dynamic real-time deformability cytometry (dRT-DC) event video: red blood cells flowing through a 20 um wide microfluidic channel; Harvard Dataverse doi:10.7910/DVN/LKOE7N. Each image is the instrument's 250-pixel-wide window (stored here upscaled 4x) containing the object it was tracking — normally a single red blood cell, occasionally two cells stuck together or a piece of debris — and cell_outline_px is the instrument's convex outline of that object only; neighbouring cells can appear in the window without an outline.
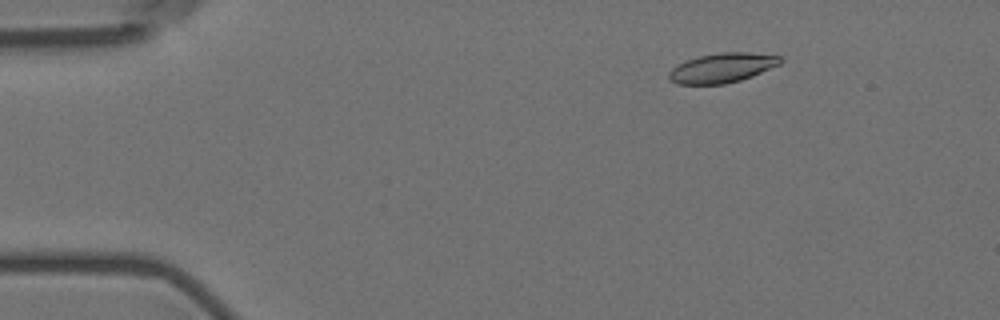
{"species": "Egyptian fruit bat (a non-hibernating species)", "species_latin": "Rousettus aegyptiacus", "temperature_condition": "room temperature", "stored_images_in_passage": 7, "camera_frame_rate_fps": 3000, "um_per_image_px": 0.085, "animal": {"sex": "female"}, "frame": {"image": 1, "passage_image": 2, "time_ms": 2.0, "image_size_px": [1000, 320], "cell_outline_px": [[784, 60], [780, 64], [752, 76], [740, 80], [724, 84], [676, 84], [668, 80], [668, 72], [676, 64], [684, 60], [696, 56], [720, 52], [748, 52], [780, 56]], "centroid_in_image_um": [61.33, 5.76], "position_along_channel_um": 23.7, "area_um2": 19.48}}
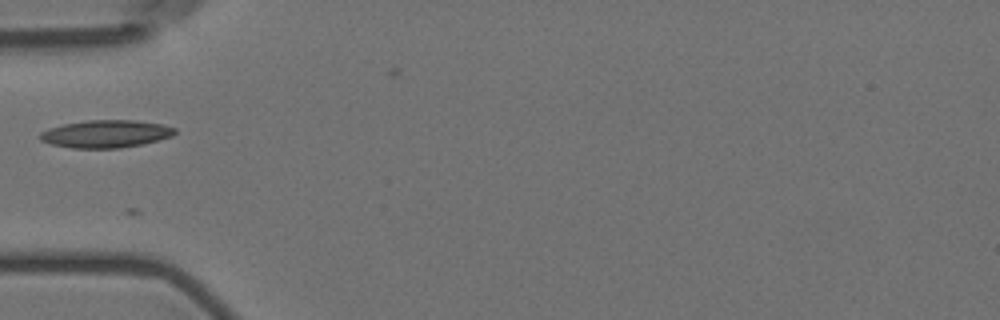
{"frame": {"image": 2, "passage_image": 5, "time_ms": 5.667, "image_size_px": [1000, 320], "cell_outline_px": [[176, 132], [172, 136], [144, 144], [120, 148], [72, 148], [52, 144], [40, 140], [40, 132], [48, 128], [64, 124], [88, 120], [136, 120], [164, 124], [176, 128]], "centroid_in_image_um": [9.03, 11.37], "position_along_channel_um": 76.0, "area_um2": 21.79}}